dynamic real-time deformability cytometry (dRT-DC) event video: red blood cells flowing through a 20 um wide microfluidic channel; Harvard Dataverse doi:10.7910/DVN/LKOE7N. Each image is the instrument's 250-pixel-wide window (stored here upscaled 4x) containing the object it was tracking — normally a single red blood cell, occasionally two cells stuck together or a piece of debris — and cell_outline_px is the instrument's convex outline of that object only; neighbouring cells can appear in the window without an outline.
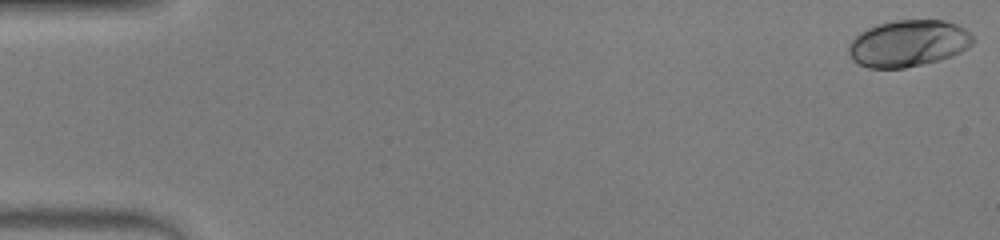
{"species": "human", "species_latin": "Homo sapiens", "temperature_condition": "warm", "stored_images_in_passage": 48, "camera_frame_rate_fps": 3000, "um_per_image_px": 0.085, "donor": {"sex": "male"}, "frame": {"image": 1, "passage_image": 1, "time_ms": 0.0, "image_size_px": [1000, 240], "cell_outline_px": [[976, 40], [968, 48], [952, 56], [940, 60], [904, 68], [868, 68], [856, 64], [852, 60], [848, 52], [848, 44], [860, 32], [876, 24], [896, 20], [944, 20], [956, 24], [964, 28]], "centroid_in_image_um": [77.19, 3.69], "position_along_channel_um": 7.8, "area_um2": 34.04}}
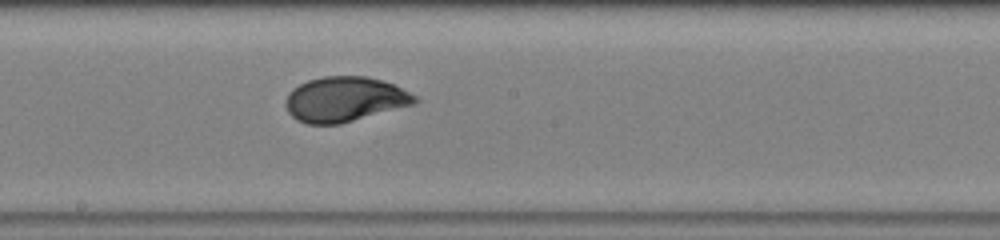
{"frame": {"image": 2, "passage_image": 27, "time_ms": 8.667, "image_size_px": [1000, 240], "cell_outline_px": [[420, 100], [416, 104], [340, 124], [308, 124], [296, 120], [288, 112], [284, 104], [284, 100], [288, 92], [292, 88], [308, 80], [324, 76], [368, 76], [392, 84], [416, 96]], "centroid_in_image_um": [29.27, 8.44], "position_along_channel_um": 218.9, "area_um2": 34.04}}
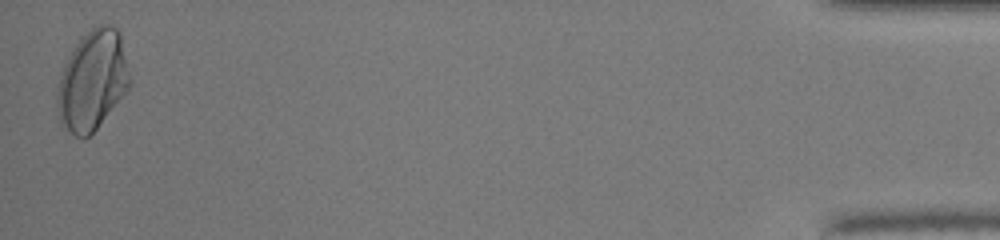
{"frame": {"image": 3, "passage_image": 48, "time_ms": 15.667, "image_size_px": [1000, 240], "cell_outline_px": [[132, 80], [128, 88], [96, 128], [88, 136], [76, 136], [60, 124], [56, 104], [56, 92], [60, 72], [68, 56], [80, 36], [92, 28], [100, 24], [108, 24], [116, 28], [120, 32]], "centroid_in_image_um": [7.84, 6.79], "position_along_channel_um": 427.4, "area_um2": 42.19}, "authors_computed_cell_mechanics": {"area_um2": 33.6396, "velocity_mm_per_s": 4.2899, "shape_relaxation_time_tau1_ms": 4.1026, "shape_relaxation_time_tau2_ms": null, "deformation_change_tau1": 0.1972, "deformation_change_tau2": null}}